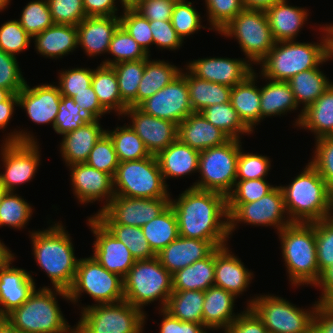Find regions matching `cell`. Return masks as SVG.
<instances>
[{"label":"cell","instance_id":"obj_57","mask_svg":"<svg viewBox=\"0 0 333 333\" xmlns=\"http://www.w3.org/2000/svg\"><path fill=\"white\" fill-rule=\"evenodd\" d=\"M275 187L265 178L236 180L231 193L227 196V203H250L270 193Z\"/></svg>","mask_w":333,"mask_h":333},{"label":"cell","instance_id":"obj_69","mask_svg":"<svg viewBox=\"0 0 333 333\" xmlns=\"http://www.w3.org/2000/svg\"><path fill=\"white\" fill-rule=\"evenodd\" d=\"M116 0H83L86 17L117 16Z\"/></svg>","mask_w":333,"mask_h":333},{"label":"cell","instance_id":"obj_13","mask_svg":"<svg viewBox=\"0 0 333 333\" xmlns=\"http://www.w3.org/2000/svg\"><path fill=\"white\" fill-rule=\"evenodd\" d=\"M69 301L76 304L87 293L96 304L124 300L123 278L106 270L93 256L80 258L72 286L67 290Z\"/></svg>","mask_w":333,"mask_h":333},{"label":"cell","instance_id":"obj_17","mask_svg":"<svg viewBox=\"0 0 333 333\" xmlns=\"http://www.w3.org/2000/svg\"><path fill=\"white\" fill-rule=\"evenodd\" d=\"M151 116L169 120L177 125L194 113L190 105L186 72L137 106Z\"/></svg>","mask_w":333,"mask_h":333},{"label":"cell","instance_id":"obj_4","mask_svg":"<svg viewBox=\"0 0 333 333\" xmlns=\"http://www.w3.org/2000/svg\"><path fill=\"white\" fill-rule=\"evenodd\" d=\"M30 237L34 259L50 278L52 288L68 290L79 262L70 234L61 223L54 222L48 229L30 232Z\"/></svg>","mask_w":333,"mask_h":333},{"label":"cell","instance_id":"obj_39","mask_svg":"<svg viewBox=\"0 0 333 333\" xmlns=\"http://www.w3.org/2000/svg\"><path fill=\"white\" fill-rule=\"evenodd\" d=\"M267 80L269 82L260 87L261 120L272 115L281 116V114L284 115L288 111L298 109L293 91L287 81Z\"/></svg>","mask_w":333,"mask_h":333},{"label":"cell","instance_id":"obj_66","mask_svg":"<svg viewBox=\"0 0 333 333\" xmlns=\"http://www.w3.org/2000/svg\"><path fill=\"white\" fill-rule=\"evenodd\" d=\"M159 311L163 315L159 333H207L208 329L201 323L181 321L165 309Z\"/></svg>","mask_w":333,"mask_h":333},{"label":"cell","instance_id":"obj_7","mask_svg":"<svg viewBox=\"0 0 333 333\" xmlns=\"http://www.w3.org/2000/svg\"><path fill=\"white\" fill-rule=\"evenodd\" d=\"M124 300L144 310V305L159 300L165 309L173 292L172 274L161 265L156 256L147 260H137L123 278Z\"/></svg>","mask_w":333,"mask_h":333},{"label":"cell","instance_id":"obj_59","mask_svg":"<svg viewBox=\"0 0 333 333\" xmlns=\"http://www.w3.org/2000/svg\"><path fill=\"white\" fill-rule=\"evenodd\" d=\"M270 159L253 153H244L242 147L237 162L236 180L263 179L270 171Z\"/></svg>","mask_w":333,"mask_h":333},{"label":"cell","instance_id":"obj_26","mask_svg":"<svg viewBox=\"0 0 333 333\" xmlns=\"http://www.w3.org/2000/svg\"><path fill=\"white\" fill-rule=\"evenodd\" d=\"M243 262L230 252L229 247L215 249L214 285L232 293L235 297L246 291L254 277Z\"/></svg>","mask_w":333,"mask_h":333},{"label":"cell","instance_id":"obj_75","mask_svg":"<svg viewBox=\"0 0 333 333\" xmlns=\"http://www.w3.org/2000/svg\"><path fill=\"white\" fill-rule=\"evenodd\" d=\"M122 8L133 7L139 0H119Z\"/></svg>","mask_w":333,"mask_h":333},{"label":"cell","instance_id":"obj_29","mask_svg":"<svg viewBox=\"0 0 333 333\" xmlns=\"http://www.w3.org/2000/svg\"><path fill=\"white\" fill-rule=\"evenodd\" d=\"M236 298L221 287H209L204 291L202 324L209 330L222 328L225 331L240 315L233 313Z\"/></svg>","mask_w":333,"mask_h":333},{"label":"cell","instance_id":"obj_60","mask_svg":"<svg viewBox=\"0 0 333 333\" xmlns=\"http://www.w3.org/2000/svg\"><path fill=\"white\" fill-rule=\"evenodd\" d=\"M315 142L316 148L310 163L316 168L333 193V136H325Z\"/></svg>","mask_w":333,"mask_h":333},{"label":"cell","instance_id":"obj_71","mask_svg":"<svg viewBox=\"0 0 333 333\" xmlns=\"http://www.w3.org/2000/svg\"><path fill=\"white\" fill-rule=\"evenodd\" d=\"M15 106H18V93L11 94L5 101L0 102V129H5L9 124Z\"/></svg>","mask_w":333,"mask_h":333},{"label":"cell","instance_id":"obj_19","mask_svg":"<svg viewBox=\"0 0 333 333\" xmlns=\"http://www.w3.org/2000/svg\"><path fill=\"white\" fill-rule=\"evenodd\" d=\"M252 66L247 59L207 57L189 61L185 67L197 78L232 88L253 74Z\"/></svg>","mask_w":333,"mask_h":333},{"label":"cell","instance_id":"obj_3","mask_svg":"<svg viewBox=\"0 0 333 333\" xmlns=\"http://www.w3.org/2000/svg\"><path fill=\"white\" fill-rule=\"evenodd\" d=\"M291 222L312 223L333 216V193L309 162L287 186H280Z\"/></svg>","mask_w":333,"mask_h":333},{"label":"cell","instance_id":"obj_34","mask_svg":"<svg viewBox=\"0 0 333 333\" xmlns=\"http://www.w3.org/2000/svg\"><path fill=\"white\" fill-rule=\"evenodd\" d=\"M290 88L293 91L295 102L298 107L302 103V109L299 117L295 121V126L299 125L303 111L313 104L332 84L323 72L317 68L302 71L288 81Z\"/></svg>","mask_w":333,"mask_h":333},{"label":"cell","instance_id":"obj_35","mask_svg":"<svg viewBox=\"0 0 333 333\" xmlns=\"http://www.w3.org/2000/svg\"><path fill=\"white\" fill-rule=\"evenodd\" d=\"M298 127L309 129L316 140L333 136V84L303 111Z\"/></svg>","mask_w":333,"mask_h":333},{"label":"cell","instance_id":"obj_77","mask_svg":"<svg viewBox=\"0 0 333 333\" xmlns=\"http://www.w3.org/2000/svg\"><path fill=\"white\" fill-rule=\"evenodd\" d=\"M9 3H10V0H0V12L2 10H4L5 8H7Z\"/></svg>","mask_w":333,"mask_h":333},{"label":"cell","instance_id":"obj_41","mask_svg":"<svg viewBox=\"0 0 333 333\" xmlns=\"http://www.w3.org/2000/svg\"><path fill=\"white\" fill-rule=\"evenodd\" d=\"M141 229L156 255L179 237L177 218L170 205Z\"/></svg>","mask_w":333,"mask_h":333},{"label":"cell","instance_id":"obj_38","mask_svg":"<svg viewBox=\"0 0 333 333\" xmlns=\"http://www.w3.org/2000/svg\"><path fill=\"white\" fill-rule=\"evenodd\" d=\"M180 69L168 61L157 59L151 61L149 57L145 59V69L138 86L137 106L178 77L182 71Z\"/></svg>","mask_w":333,"mask_h":333},{"label":"cell","instance_id":"obj_55","mask_svg":"<svg viewBox=\"0 0 333 333\" xmlns=\"http://www.w3.org/2000/svg\"><path fill=\"white\" fill-rule=\"evenodd\" d=\"M315 238L319 273L333 265V216L315 221Z\"/></svg>","mask_w":333,"mask_h":333},{"label":"cell","instance_id":"obj_67","mask_svg":"<svg viewBox=\"0 0 333 333\" xmlns=\"http://www.w3.org/2000/svg\"><path fill=\"white\" fill-rule=\"evenodd\" d=\"M72 99L91 119L100 120V117L108 113L99 103L92 85L86 88L85 91L77 93Z\"/></svg>","mask_w":333,"mask_h":333},{"label":"cell","instance_id":"obj_72","mask_svg":"<svg viewBox=\"0 0 333 333\" xmlns=\"http://www.w3.org/2000/svg\"><path fill=\"white\" fill-rule=\"evenodd\" d=\"M282 0H242L244 9L266 11Z\"/></svg>","mask_w":333,"mask_h":333},{"label":"cell","instance_id":"obj_12","mask_svg":"<svg viewBox=\"0 0 333 333\" xmlns=\"http://www.w3.org/2000/svg\"><path fill=\"white\" fill-rule=\"evenodd\" d=\"M247 305L262 319L268 333H313L318 301L310 310L296 307L282 297L264 294L255 296Z\"/></svg>","mask_w":333,"mask_h":333},{"label":"cell","instance_id":"obj_6","mask_svg":"<svg viewBox=\"0 0 333 333\" xmlns=\"http://www.w3.org/2000/svg\"><path fill=\"white\" fill-rule=\"evenodd\" d=\"M278 234L292 286L310 284L315 287L321 277L317 262L315 222H292Z\"/></svg>","mask_w":333,"mask_h":333},{"label":"cell","instance_id":"obj_5","mask_svg":"<svg viewBox=\"0 0 333 333\" xmlns=\"http://www.w3.org/2000/svg\"><path fill=\"white\" fill-rule=\"evenodd\" d=\"M57 295L69 301L67 290H52L45 286L35 289L20 307L5 318L21 333H72L75 328L70 327L65 320Z\"/></svg>","mask_w":333,"mask_h":333},{"label":"cell","instance_id":"obj_56","mask_svg":"<svg viewBox=\"0 0 333 333\" xmlns=\"http://www.w3.org/2000/svg\"><path fill=\"white\" fill-rule=\"evenodd\" d=\"M208 21L214 31L223 29L243 9L242 0H205Z\"/></svg>","mask_w":333,"mask_h":333},{"label":"cell","instance_id":"obj_73","mask_svg":"<svg viewBox=\"0 0 333 333\" xmlns=\"http://www.w3.org/2000/svg\"><path fill=\"white\" fill-rule=\"evenodd\" d=\"M15 255L0 240V269Z\"/></svg>","mask_w":333,"mask_h":333},{"label":"cell","instance_id":"obj_65","mask_svg":"<svg viewBox=\"0 0 333 333\" xmlns=\"http://www.w3.org/2000/svg\"><path fill=\"white\" fill-rule=\"evenodd\" d=\"M225 333H268L262 319L251 308H246L224 331Z\"/></svg>","mask_w":333,"mask_h":333},{"label":"cell","instance_id":"obj_24","mask_svg":"<svg viewBox=\"0 0 333 333\" xmlns=\"http://www.w3.org/2000/svg\"><path fill=\"white\" fill-rule=\"evenodd\" d=\"M119 26L118 16L86 17L77 25L78 46H81L89 57L107 53Z\"/></svg>","mask_w":333,"mask_h":333},{"label":"cell","instance_id":"obj_44","mask_svg":"<svg viewBox=\"0 0 333 333\" xmlns=\"http://www.w3.org/2000/svg\"><path fill=\"white\" fill-rule=\"evenodd\" d=\"M200 113L215 127L222 130L230 139L240 140V135L252 133L240 120L230 101L208 106Z\"/></svg>","mask_w":333,"mask_h":333},{"label":"cell","instance_id":"obj_50","mask_svg":"<svg viewBox=\"0 0 333 333\" xmlns=\"http://www.w3.org/2000/svg\"><path fill=\"white\" fill-rule=\"evenodd\" d=\"M90 120L91 118L80 109L78 103L62 95L53 129L57 134L65 135L77 130Z\"/></svg>","mask_w":333,"mask_h":333},{"label":"cell","instance_id":"obj_31","mask_svg":"<svg viewBox=\"0 0 333 333\" xmlns=\"http://www.w3.org/2000/svg\"><path fill=\"white\" fill-rule=\"evenodd\" d=\"M200 152L178 139L156 155L164 182L198 172Z\"/></svg>","mask_w":333,"mask_h":333},{"label":"cell","instance_id":"obj_47","mask_svg":"<svg viewBox=\"0 0 333 333\" xmlns=\"http://www.w3.org/2000/svg\"><path fill=\"white\" fill-rule=\"evenodd\" d=\"M33 213L32 206L15 192H7L0 203V227H25Z\"/></svg>","mask_w":333,"mask_h":333},{"label":"cell","instance_id":"obj_54","mask_svg":"<svg viewBox=\"0 0 333 333\" xmlns=\"http://www.w3.org/2000/svg\"><path fill=\"white\" fill-rule=\"evenodd\" d=\"M32 37L20 25L19 20H11L0 26V49L16 57L30 46Z\"/></svg>","mask_w":333,"mask_h":333},{"label":"cell","instance_id":"obj_8","mask_svg":"<svg viewBox=\"0 0 333 333\" xmlns=\"http://www.w3.org/2000/svg\"><path fill=\"white\" fill-rule=\"evenodd\" d=\"M81 311L74 326L78 333H142L144 329L145 311L125 300L82 306Z\"/></svg>","mask_w":333,"mask_h":333},{"label":"cell","instance_id":"obj_53","mask_svg":"<svg viewBox=\"0 0 333 333\" xmlns=\"http://www.w3.org/2000/svg\"><path fill=\"white\" fill-rule=\"evenodd\" d=\"M85 163L114 178L119 160L113 142L106 132L96 142Z\"/></svg>","mask_w":333,"mask_h":333},{"label":"cell","instance_id":"obj_43","mask_svg":"<svg viewBox=\"0 0 333 333\" xmlns=\"http://www.w3.org/2000/svg\"><path fill=\"white\" fill-rule=\"evenodd\" d=\"M111 67L116 73L122 102L127 107H137V92L145 69V59L124 61Z\"/></svg>","mask_w":333,"mask_h":333},{"label":"cell","instance_id":"obj_64","mask_svg":"<svg viewBox=\"0 0 333 333\" xmlns=\"http://www.w3.org/2000/svg\"><path fill=\"white\" fill-rule=\"evenodd\" d=\"M173 0H139L133 8L149 21L171 20Z\"/></svg>","mask_w":333,"mask_h":333},{"label":"cell","instance_id":"obj_42","mask_svg":"<svg viewBox=\"0 0 333 333\" xmlns=\"http://www.w3.org/2000/svg\"><path fill=\"white\" fill-rule=\"evenodd\" d=\"M203 302L204 291H173L165 310L181 321L202 324Z\"/></svg>","mask_w":333,"mask_h":333},{"label":"cell","instance_id":"obj_61","mask_svg":"<svg viewBox=\"0 0 333 333\" xmlns=\"http://www.w3.org/2000/svg\"><path fill=\"white\" fill-rule=\"evenodd\" d=\"M93 69L72 68L59 73V91L61 95L72 98L85 91L92 84Z\"/></svg>","mask_w":333,"mask_h":333},{"label":"cell","instance_id":"obj_46","mask_svg":"<svg viewBox=\"0 0 333 333\" xmlns=\"http://www.w3.org/2000/svg\"><path fill=\"white\" fill-rule=\"evenodd\" d=\"M108 54L114 56L113 60L105 59L102 65L113 66L124 61H137L147 59L149 55L120 25L115 31L109 44Z\"/></svg>","mask_w":333,"mask_h":333},{"label":"cell","instance_id":"obj_11","mask_svg":"<svg viewBox=\"0 0 333 333\" xmlns=\"http://www.w3.org/2000/svg\"><path fill=\"white\" fill-rule=\"evenodd\" d=\"M115 195L131 198H170L155 155L119 162L113 178Z\"/></svg>","mask_w":333,"mask_h":333},{"label":"cell","instance_id":"obj_22","mask_svg":"<svg viewBox=\"0 0 333 333\" xmlns=\"http://www.w3.org/2000/svg\"><path fill=\"white\" fill-rule=\"evenodd\" d=\"M61 97L56 85L42 84L31 88L26 82V85L18 92V106L25 109L34 123H51L54 127Z\"/></svg>","mask_w":333,"mask_h":333},{"label":"cell","instance_id":"obj_48","mask_svg":"<svg viewBox=\"0 0 333 333\" xmlns=\"http://www.w3.org/2000/svg\"><path fill=\"white\" fill-rule=\"evenodd\" d=\"M132 253L135 260H147L156 257L141 227L129 225H104Z\"/></svg>","mask_w":333,"mask_h":333},{"label":"cell","instance_id":"obj_33","mask_svg":"<svg viewBox=\"0 0 333 333\" xmlns=\"http://www.w3.org/2000/svg\"><path fill=\"white\" fill-rule=\"evenodd\" d=\"M256 72L254 70L244 82H241L231 90L230 102L232 107L237 111V114L243 124L251 131L261 122L260 110V88L255 85L257 81Z\"/></svg>","mask_w":333,"mask_h":333},{"label":"cell","instance_id":"obj_23","mask_svg":"<svg viewBox=\"0 0 333 333\" xmlns=\"http://www.w3.org/2000/svg\"><path fill=\"white\" fill-rule=\"evenodd\" d=\"M14 259L0 269V314L3 317L20 307L36 289L34 277L29 272L10 266Z\"/></svg>","mask_w":333,"mask_h":333},{"label":"cell","instance_id":"obj_51","mask_svg":"<svg viewBox=\"0 0 333 333\" xmlns=\"http://www.w3.org/2000/svg\"><path fill=\"white\" fill-rule=\"evenodd\" d=\"M119 18L120 25L150 56L149 46L153 45L150 21L138 13L133 7L123 8V13Z\"/></svg>","mask_w":333,"mask_h":333},{"label":"cell","instance_id":"obj_15","mask_svg":"<svg viewBox=\"0 0 333 333\" xmlns=\"http://www.w3.org/2000/svg\"><path fill=\"white\" fill-rule=\"evenodd\" d=\"M229 214V235L239 222L254 226H272L279 232L292 222L287 215L284 196L280 186L267 195L250 203H227ZM285 218V219H284Z\"/></svg>","mask_w":333,"mask_h":333},{"label":"cell","instance_id":"obj_36","mask_svg":"<svg viewBox=\"0 0 333 333\" xmlns=\"http://www.w3.org/2000/svg\"><path fill=\"white\" fill-rule=\"evenodd\" d=\"M215 250L205 259L172 274L173 291H206L214 285Z\"/></svg>","mask_w":333,"mask_h":333},{"label":"cell","instance_id":"obj_70","mask_svg":"<svg viewBox=\"0 0 333 333\" xmlns=\"http://www.w3.org/2000/svg\"><path fill=\"white\" fill-rule=\"evenodd\" d=\"M315 286L320 287L322 290V294L320 299H318V302L333 303V265L321 273V277Z\"/></svg>","mask_w":333,"mask_h":333},{"label":"cell","instance_id":"obj_14","mask_svg":"<svg viewBox=\"0 0 333 333\" xmlns=\"http://www.w3.org/2000/svg\"><path fill=\"white\" fill-rule=\"evenodd\" d=\"M218 33L236 38L250 64L258 65L275 44L266 13L260 10L243 9Z\"/></svg>","mask_w":333,"mask_h":333},{"label":"cell","instance_id":"obj_10","mask_svg":"<svg viewBox=\"0 0 333 333\" xmlns=\"http://www.w3.org/2000/svg\"><path fill=\"white\" fill-rule=\"evenodd\" d=\"M1 145V156L5 171L0 173L1 184L7 192L33 179L40 165V152L37 139L27 131L8 133Z\"/></svg>","mask_w":333,"mask_h":333},{"label":"cell","instance_id":"obj_52","mask_svg":"<svg viewBox=\"0 0 333 333\" xmlns=\"http://www.w3.org/2000/svg\"><path fill=\"white\" fill-rule=\"evenodd\" d=\"M201 20L191 1L181 0L174 4L170 21L182 41L199 29L205 28L202 27Z\"/></svg>","mask_w":333,"mask_h":333},{"label":"cell","instance_id":"obj_58","mask_svg":"<svg viewBox=\"0 0 333 333\" xmlns=\"http://www.w3.org/2000/svg\"><path fill=\"white\" fill-rule=\"evenodd\" d=\"M55 24L77 26L84 18L83 0H47Z\"/></svg>","mask_w":333,"mask_h":333},{"label":"cell","instance_id":"obj_21","mask_svg":"<svg viewBox=\"0 0 333 333\" xmlns=\"http://www.w3.org/2000/svg\"><path fill=\"white\" fill-rule=\"evenodd\" d=\"M68 167L71 171L70 180L74 196L81 204L105 200L106 204L98 211L101 212L115 196L113 177L86 163L73 164Z\"/></svg>","mask_w":333,"mask_h":333},{"label":"cell","instance_id":"obj_18","mask_svg":"<svg viewBox=\"0 0 333 333\" xmlns=\"http://www.w3.org/2000/svg\"><path fill=\"white\" fill-rule=\"evenodd\" d=\"M87 224L96 237L92 256L106 270L124 278L136 261L130 250L95 216L89 217Z\"/></svg>","mask_w":333,"mask_h":333},{"label":"cell","instance_id":"obj_9","mask_svg":"<svg viewBox=\"0 0 333 333\" xmlns=\"http://www.w3.org/2000/svg\"><path fill=\"white\" fill-rule=\"evenodd\" d=\"M240 141L229 139L222 145L201 151L198 167L201 180L198 179L191 187L227 197L236 182L237 162L242 146Z\"/></svg>","mask_w":333,"mask_h":333},{"label":"cell","instance_id":"obj_40","mask_svg":"<svg viewBox=\"0 0 333 333\" xmlns=\"http://www.w3.org/2000/svg\"><path fill=\"white\" fill-rule=\"evenodd\" d=\"M99 103L108 112L122 116L128 108L121 100L116 73L111 66L100 64L93 70L92 84Z\"/></svg>","mask_w":333,"mask_h":333},{"label":"cell","instance_id":"obj_68","mask_svg":"<svg viewBox=\"0 0 333 333\" xmlns=\"http://www.w3.org/2000/svg\"><path fill=\"white\" fill-rule=\"evenodd\" d=\"M313 333H333V303L318 302L313 319Z\"/></svg>","mask_w":333,"mask_h":333},{"label":"cell","instance_id":"obj_20","mask_svg":"<svg viewBox=\"0 0 333 333\" xmlns=\"http://www.w3.org/2000/svg\"><path fill=\"white\" fill-rule=\"evenodd\" d=\"M131 118L129 126L144 142L151 155H157L178 139V125L144 113L138 107H128L123 113Z\"/></svg>","mask_w":333,"mask_h":333},{"label":"cell","instance_id":"obj_28","mask_svg":"<svg viewBox=\"0 0 333 333\" xmlns=\"http://www.w3.org/2000/svg\"><path fill=\"white\" fill-rule=\"evenodd\" d=\"M99 121L91 119L77 130L62 136L60 152L67 166L86 162L90 151L106 132Z\"/></svg>","mask_w":333,"mask_h":333},{"label":"cell","instance_id":"obj_2","mask_svg":"<svg viewBox=\"0 0 333 333\" xmlns=\"http://www.w3.org/2000/svg\"><path fill=\"white\" fill-rule=\"evenodd\" d=\"M319 29L324 34L317 44L294 40L275 42L272 50L259 63L262 67L259 76L275 81H288L302 71L317 68L327 60H332V26L324 25Z\"/></svg>","mask_w":333,"mask_h":333},{"label":"cell","instance_id":"obj_76","mask_svg":"<svg viewBox=\"0 0 333 333\" xmlns=\"http://www.w3.org/2000/svg\"><path fill=\"white\" fill-rule=\"evenodd\" d=\"M11 94L9 90L0 88V102L5 101Z\"/></svg>","mask_w":333,"mask_h":333},{"label":"cell","instance_id":"obj_45","mask_svg":"<svg viewBox=\"0 0 333 333\" xmlns=\"http://www.w3.org/2000/svg\"><path fill=\"white\" fill-rule=\"evenodd\" d=\"M106 133L113 142L119 162L140 160L151 156L144 142L129 125L117 126L110 131L107 129Z\"/></svg>","mask_w":333,"mask_h":333},{"label":"cell","instance_id":"obj_16","mask_svg":"<svg viewBox=\"0 0 333 333\" xmlns=\"http://www.w3.org/2000/svg\"><path fill=\"white\" fill-rule=\"evenodd\" d=\"M170 198H131L115 195L109 204L95 216L103 225L142 227L160 215Z\"/></svg>","mask_w":333,"mask_h":333},{"label":"cell","instance_id":"obj_62","mask_svg":"<svg viewBox=\"0 0 333 333\" xmlns=\"http://www.w3.org/2000/svg\"><path fill=\"white\" fill-rule=\"evenodd\" d=\"M16 58L0 49V88L12 94H17L26 85Z\"/></svg>","mask_w":333,"mask_h":333},{"label":"cell","instance_id":"obj_37","mask_svg":"<svg viewBox=\"0 0 333 333\" xmlns=\"http://www.w3.org/2000/svg\"><path fill=\"white\" fill-rule=\"evenodd\" d=\"M186 81L189 89L190 105L193 112L200 113L214 104L230 101L232 88L223 84L202 80L194 76L186 67Z\"/></svg>","mask_w":333,"mask_h":333},{"label":"cell","instance_id":"obj_32","mask_svg":"<svg viewBox=\"0 0 333 333\" xmlns=\"http://www.w3.org/2000/svg\"><path fill=\"white\" fill-rule=\"evenodd\" d=\"M32 39L37 53L59 59L78 47L77 26L54 23Z\"/></svg>","mask_w":333,"mask_h":333},{"label":"cell","instance_id":"obj_74","mask_svg":"<svg viewBox=\"0 0 333 333\" xmlns=\"http://www.w3.org/2000/svg\"><path fill=\"white\" fill-rule=\"evenodd\" d=\"M0 333H21L5 317L0 320Z\"/></svg>","mask_w":333,"mask_h":333},{"label":"cell","instance_id":"obj_30","mask_svg":"<svg viewBox=\"0 0 333 333\" xmlns=\"http://www.w3.org/2000/svg\"><path fill=\"white\" fill-rule=\"evenodd\" d=\"M308 10L282 0L265 11L275 42L296 39L309 16Z\"/></svg>","mask_w":333,"mask_h":333},{"label":"cell","instance_id":"obj_25","mask_svg":"<svg viewBox=\"0 0 333 333\" xmlns=\"http://www.w3.org/2000/svg\"><path fill=\"white\" fill-rule=\"evenodd\" d=\"M217 247L211 242L201 239L179 236L157 254L161 265L174 274L196 261L208 257Z\"/></svg>","mask_w":333,"mask_h":333},{"label":"cell","instance_id":"obj_78","mask_svg":"<svg viewBox=\"0 0 333 333\" xmlns=\"http://www.w3.org/2000/svg\"><path fill=\"white\" fill-rule=\"evenodd\" d=\"M7 193L5 187L1 184V181H0V203H1V200L3 198V196Z\"/></svg>","mask_w":333,"mask_h":333},{"label":"cell","instance_id":"obj_1","mask_svg":"<svg viewBox=\"0 0 333 333\" xmlns=\"http://www.w3.org/2000/svg\"><path fill=\"white\" fill-rule=\"evenodd\" d=\"M170 206L177 218L179 236L211 241L216 247L227 245L230 237L225 195L189 187L178 199H171Z\"/></svg>","mask_w":333,"mask_h":333},{"label":"cell","instance_id":"obj_49","mask_svg":"<svg viewBox=\"0 0 333 333\" xmlns=\"http://www.w3.org/2000/svg\"><path fill=\"white\" fill-rule=\"evenodd\" d=\"M18 20L32 38L54 24L47 0L30 1Z\"/></svg>","mask_w":333,"mask_h":333},{"label":"cell","instance_id":"obj_27","mask_svg":"<svg viewBox=\"0 0 333 333\" xmlns=\"http://www.w3.org/2000/svg\"><path fill=\"white\" fill-rule=\"evenodd\" d=\"M178 140L199 152L219 146L230 138L210 123L201 113L194 112L178 124Z\"/></svg>","mask_w":333,"mask_h":333},{"label":"cell","instance_id":"obj_63","mask_svg":"<svg viewBox=\"0 0 333 333\" xmlns=\"http://www.w3.org/2000/svg\"><path fill=\"white\" fill-rule=\"evenodd\" d=\"M153 44L160 49L177 50L182 46V39L178 36L170 20L150 21Z\"/></svg>","mask_w":333,"mask_h":333}]
</instances>
